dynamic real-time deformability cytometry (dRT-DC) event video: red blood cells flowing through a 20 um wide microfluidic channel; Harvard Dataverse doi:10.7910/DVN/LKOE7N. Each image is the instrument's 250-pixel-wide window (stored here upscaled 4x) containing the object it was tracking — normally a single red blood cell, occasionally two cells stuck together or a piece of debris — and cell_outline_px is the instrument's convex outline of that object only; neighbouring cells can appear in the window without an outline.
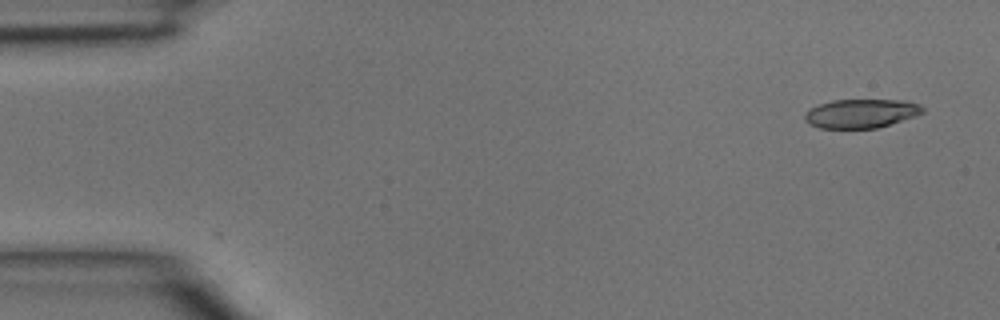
{"species": "common noctule bat (a hibernating species)", "species_latin": "Nyctalus noctula", "temperature_condition": "room temperature", "stored_images_in_passage": 4, "camera_frame_rate_fps": 3000, "um_per_image_px": 0.085, "animal": {"sex": "male", "body_mass_g": 15.6}, "frame": {"image": 1, "passage_image": 1, "time_ms": 0.0, "image_size_px": [1000, 320], "cell_outline_px": [[924, 112], [916, 116], [876, 128], [820, 128], [808, 124], [804, 120], [804, 112], [820, 104], [832, 100], [904, 100], [920, 104], [924, 108]], "centroid_in_image_um": [73.19, 9.64], "position_along_channel_um": 11.8, "area_um2": 19.88}}